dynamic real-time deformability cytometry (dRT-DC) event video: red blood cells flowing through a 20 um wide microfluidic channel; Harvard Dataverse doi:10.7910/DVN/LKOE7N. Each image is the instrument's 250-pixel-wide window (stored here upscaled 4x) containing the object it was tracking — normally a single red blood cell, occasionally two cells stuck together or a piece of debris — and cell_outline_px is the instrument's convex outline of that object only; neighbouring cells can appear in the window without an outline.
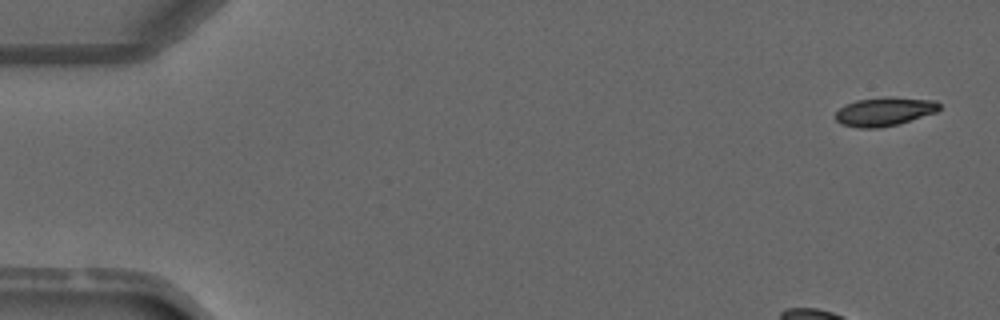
{"species": "common noctule bat (a hibernating species)", "species_latin": "Nyctalus noctula", "temperature_condition": "warm", "stored_images_in_passage": 3, "camera_frame_rate_fps": 3000, "um_per_image_px": 0.085, "animal": {"sex": "male", "forearm_length_mm": 52.5}, "frame": {"image": 1, "passage_image": 1, "time_ms": 0.0, "image_size_px": [1000, 320], "cell_outline_px": [[940, 108], [936, 112], [896, 124], [880, 128], [860, 128], [840, 124], [836, 120], [836, 112], [844, 104], [856, 100], [936, 100], [940, 104]], "centroid_in_image_um": [75.1, 9.54], "position_along_channel_um": 9.9, "area_um2": 16.24}}